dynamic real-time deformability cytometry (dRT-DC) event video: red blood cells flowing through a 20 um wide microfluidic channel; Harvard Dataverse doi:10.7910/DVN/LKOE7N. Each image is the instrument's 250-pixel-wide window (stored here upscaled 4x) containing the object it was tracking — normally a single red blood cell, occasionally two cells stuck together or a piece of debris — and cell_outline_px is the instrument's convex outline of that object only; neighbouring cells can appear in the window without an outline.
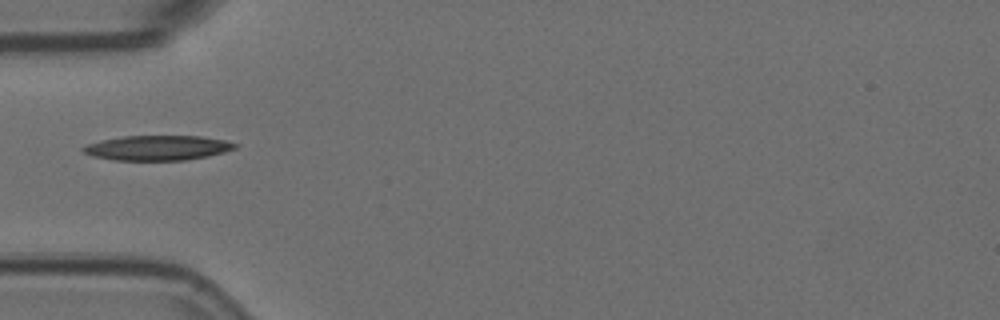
{"species": "Egyptian fruit bat (a non-hibernating species)", "species_latin": "Rousettus aegyptiacus", "temperature_condition": "room temperature", "stored_images_in_passage": 8, "camera_frame_rate_fps": 3000, "um_per_image_px": 0.085, "animal": {"sex": "female"}, "frame": {"image": 1, "passage_image": 5, "time_ms": 1.333, "image_size_px": [1000, 320], "cell_outline_px": [[240, 144], [236, 148], [224, 152], [208, 156], [184, 160], [112, 160], [92, 156], [84, 152], [80, 148], [84, 144], [100, 140], [124, 136], [200, 136], [224, 140]], "centroid_in_image_um": [13.36, 12.56], "position_along_channel_um": 71.6, "area_um2": 22.14}}
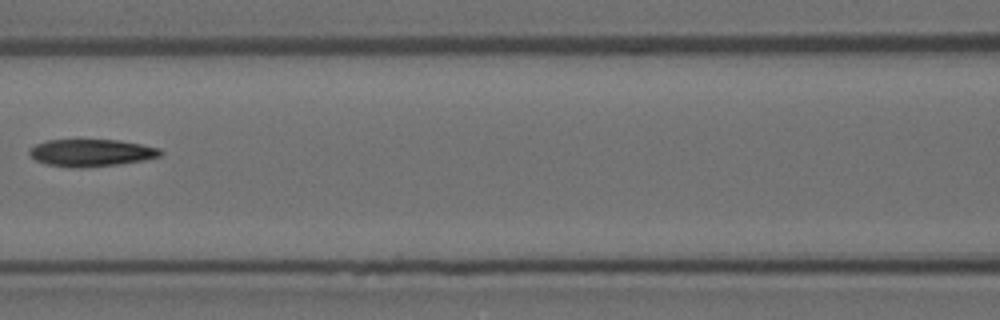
{"frame": {"image": 2, "passage_image": 7, "time_ms": 2.0, "image_size_px": [1000, 320], "cell_outline_px": [[164, 152], [160, 156], [144, 160], [116, 164], [80, 168], [72, 168], [44, 164], [36, 160], [28, 152], [36, 144], [48, 140], [120, 140], [160, 148]], "centroid_in_image_um": [7.77, 12.99], "position_along_channel_um": 158.8, "area_um2": 20.69}}
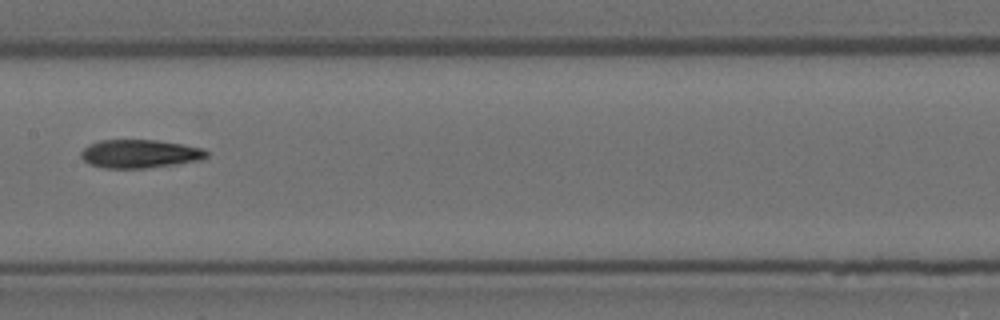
{"frame": {"image": 3, "passage_image": 8, "time_ms": 2.333, "image_size_px": [1000, 320], "cell_outline_px": [[208, 156], [200, 160], [148, 168], [104, 168], [88, 164], [80, 156], [80, 152], [88, 144], [100, 140], [156, 140], [184, 144], [204, 148], [208, 152]], "centroid_in_image_um": [11.87, 13.07], "position_along_channel_um": 195.5, "area_um2": 20.92}}